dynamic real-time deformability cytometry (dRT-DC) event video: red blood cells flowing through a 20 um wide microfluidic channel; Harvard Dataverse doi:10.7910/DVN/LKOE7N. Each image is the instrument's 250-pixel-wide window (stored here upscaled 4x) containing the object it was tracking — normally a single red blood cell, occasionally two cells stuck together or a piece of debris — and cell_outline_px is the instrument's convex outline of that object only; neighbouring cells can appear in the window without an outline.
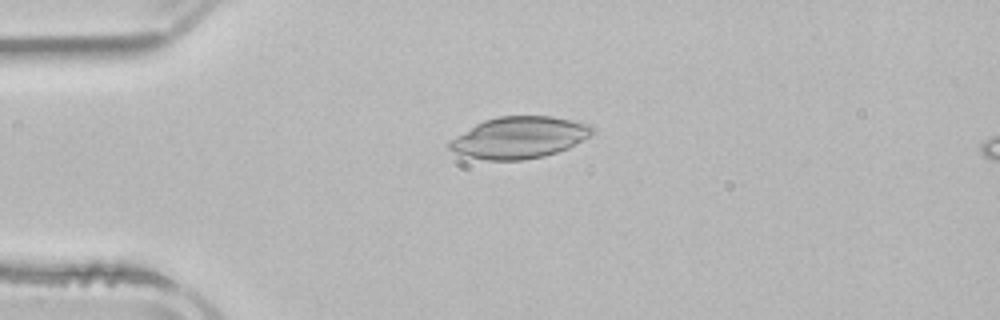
{"species": "common noctule bat (a hibernating species)", "species_latin": "Nyctalus noctula", "temperature_condition": "room temperature", "stored_images_in_passage": 3, "camera_frame_rate_fps": 3000, "um_per_image_px": 0.085, "animal": {"sex": "male", "body_mass_g": 21.5, "forearm_length_mm": 52.0}, "frame": {"image": 1, "passage_image": 2, "time_ms": 1.333, "image_size_px": [1000, 320], "cell_outline_px": [[596, 132], [568, 148], [544, 156], [524, 160], [488, 160], [468, 156], [456, 152], [448, 148], [448, 140], [476, 124], [484, 120], [500, 116], [552, 116], [592, 124], [596, 128]], "centroid_in_image_um": [44.17, 11.68], "position_along_channel_um": 40.8, "area_um2": 34.68}}